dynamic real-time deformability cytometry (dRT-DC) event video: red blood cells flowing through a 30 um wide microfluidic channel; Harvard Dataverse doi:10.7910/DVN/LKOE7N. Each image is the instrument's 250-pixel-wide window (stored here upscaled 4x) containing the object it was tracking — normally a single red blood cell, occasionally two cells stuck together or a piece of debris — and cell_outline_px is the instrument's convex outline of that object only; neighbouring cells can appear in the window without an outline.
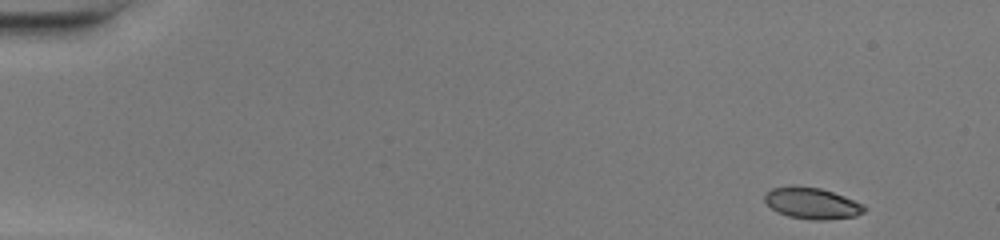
{"species": "common noctule bat (a hibernating species)", "species_latin": "Nyctalus noctula", "temperature_condition": "warm", "stored_images_in_passage": 45, "camera_frame_rate_fps": 3000, "um_per_image_px": 0.085, "animal": {"sex": "female", "body_mass_g": 20.0, "forearm_length_mm": 54.0}, "frame": {"image": 1, "passage_image": 1, "time_ms": 0.0, "image_size_px": [1000, 240], "cell_outline_px": [[864, 212], [856, 216], [824, 220], [816, 220], [788, 216], [776, 212], [764, 200], [764, 196], [772, 188], [792, 184], [820, 188], [844, 196], [864, 204]], "centroid_in_image_um": [69.0, 17.26], "position_along_channel_um": 16.0, "area_um2": 18.21}}
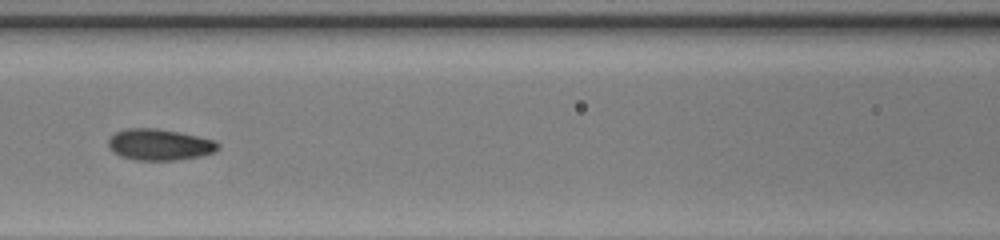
{"frame": {"image": 2, "passage_image": 20, "time_ms": 6.333, "image_size_px": [1000, 240], "cell_outline_px": [[220, 148], [216, 152], [200, 156], [176, 160], [132, 160], [120, 156], [112, 152], [108, 148], [108, 140], [116, 132], [128, 128], [156, 128], [216, 140], [220, 144]], "centroid_in_image_um": [13.56, 12.31], "position_along_channel_um": 153.0, "area_um2": 20.11}}
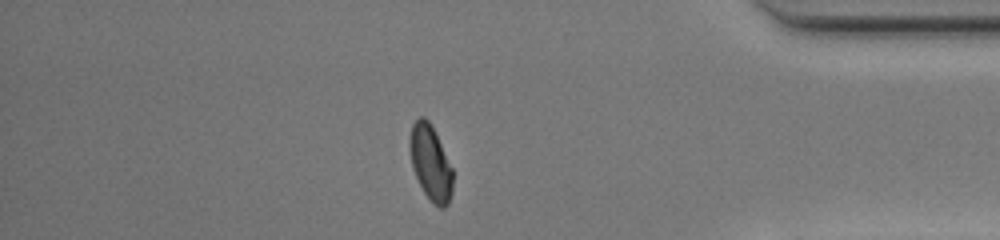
{"frame": {"image": 3, "passage_image": 39, "time_ms": 12.667, "image_size_px": [1000, 240], "cell_outline_px": [[452, 192], [448, 204], [444, 208], [440, 208], [432, 204], [424, 192], [412, 168], [408, 148], [408, 140], [412, 124], [420, 116], [424, 116], [432, 124], [452, 168]], "centroid_in_image_um": [36.57, 13.82], "position_along_channel_um": 398.6, "area_um2": 19.07}, "authors_computed_cell_mechanics": {"area_um2": 19.1896, "velocity_mm_per_s": 4.3058, "shape_relaxation_time_tau1_ms": 5.8683, "shape_relaxation_time_tau2_ms": 0.9993, "deformation_change_tau1": 0.202, "deformation_change_tau2": 0.0575}}